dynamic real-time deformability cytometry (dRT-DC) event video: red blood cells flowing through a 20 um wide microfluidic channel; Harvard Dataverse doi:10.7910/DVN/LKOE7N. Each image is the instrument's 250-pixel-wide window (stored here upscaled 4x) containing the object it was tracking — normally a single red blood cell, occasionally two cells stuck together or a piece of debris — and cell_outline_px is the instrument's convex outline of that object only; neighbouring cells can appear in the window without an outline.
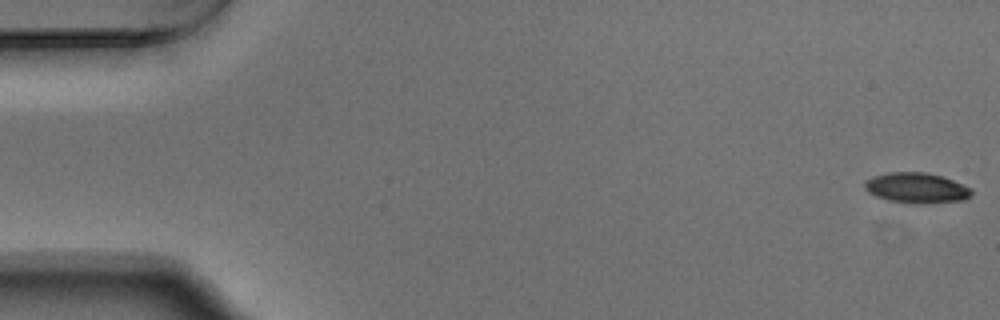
{"species": "Egyptian fruit bat (a non-hibernating species)", "species_latin": "Rousettus aegyptiacus", "temperature_condition": "warm", "stored_images_in_passage": 47, "camera_frame_rate_fps": 3000, "um_per_image_px": 0.085, "animal": {"sex": "male"}, "frame": {"image": 1, "passage_image": 1, "time_ms": 0.0, "image_size_px": [1000, 320], "cell_outline_px": [[972, 196], [964, 200], [924, 204], [912, 204], [888, 200], [876, 196], [868, 192], [864, 188], [864, 180], [872, 176], [888, 172], [924, 172], [944, 176], [972, 188]], "centroid_in_image_um": [77.91, 15.97], "position_along_channel_um": 7.1, "area_um2": 19.31}}
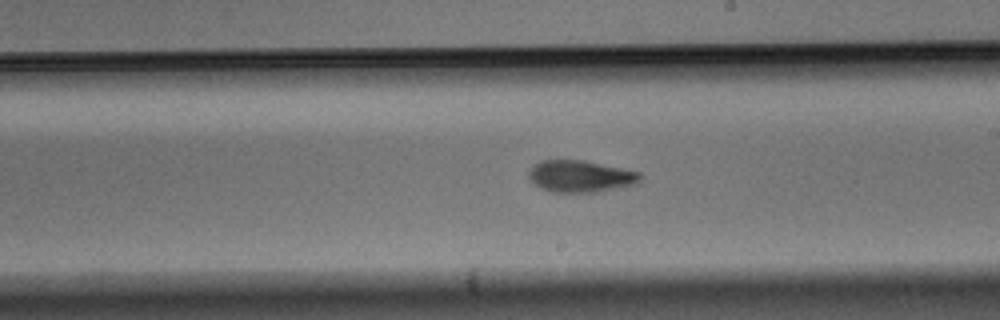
{"frame": {"image": 2, "passage_image": 31, "time_ms": 10.0, "image_size_px": [1000, 320], "cell_outline_px": [[644, 176], [636, 184], [596, 192], [552, 192], [540, 188], [528, 176], [528, 172], [540, 160], [584, 160], [640, 172]], "centroid_in_image_um": [49.37, 14.98], "position_along_channel_um": 239.6, "area_um2": 20.58}}
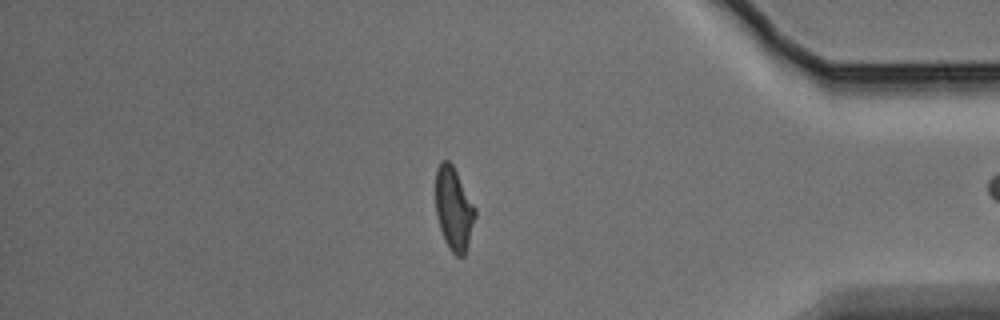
{"frame": {"image": 3, "passage_image": 46, "time_ms": 15.0, "image_size_px": [1000, 320], "cell_outline_px": [[476, 216], [464, 256], [456, 256], [448, 248], [444, 240], [440, 228], [436, 212], [436, 168], [440, 160], [448, 160], [452, 164], [476, 208]], "centroid_in_image_um": [38.56, 17.74], "position_along_channel_um": 396.6, "area_um2": 19.07}}